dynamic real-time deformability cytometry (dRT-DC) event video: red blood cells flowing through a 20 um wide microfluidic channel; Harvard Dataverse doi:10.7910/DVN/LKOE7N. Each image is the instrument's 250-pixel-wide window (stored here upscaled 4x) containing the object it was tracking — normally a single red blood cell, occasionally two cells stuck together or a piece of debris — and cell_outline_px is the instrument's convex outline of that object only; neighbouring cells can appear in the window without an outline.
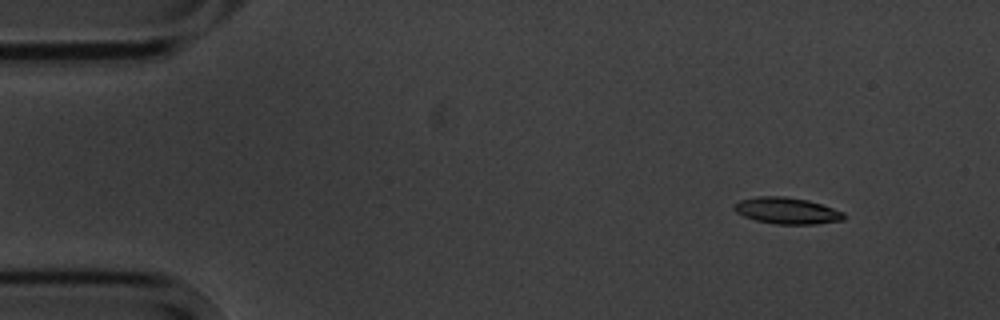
{"species": "common noctule bat (a hibernating species)", "species_latin": "Nyctalus noctula", "temperature_condition": "cold", "stored_images_in_passage": 7, "camera_frame_rate_fps": 3000, "um_per_image_px": 0.085, "animal": {"sex": "male", "body_mass_g": 20.1, "forearm_length_mm": 53.5}, "frame": {"image": 1, "passage_image": 1, "time_ms": 0.0, "image_size_px": [1000, 320], "cell_outline_px": [[844, 220], [816, 224], [776, 224], [756, 220], [744, 216], [736, 212], [732, 208], [740, 200], [756, 196], [784, 196], [808, 200], [844, 212]], "centroid_in_image_um": [66.88, 17.91], "position_along_channel_um": 18.1, "area_um2": 16.82}}
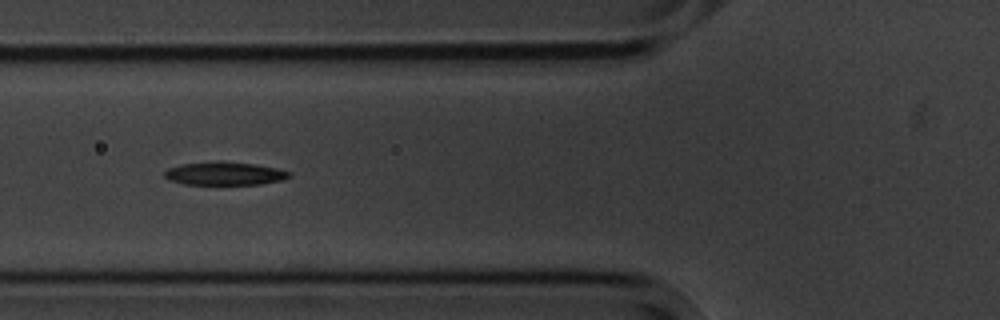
{"frame": {"image": 2, "passage_image": 5, "time_ms": 5.0, "image_size_px": [1000, 320], "cell_outline_px": [[288, 176], [280, 180], [260, 184], [184, 184], [168, 180], [164, 176], [164, 172], [168, 168], [180, 164], [256, 164], [276, 168], [288, 172]], "centroid_in_image_um": [19.03, 14.79], "position_along_channel_um": 106.8, "area_um2": 15.72}}
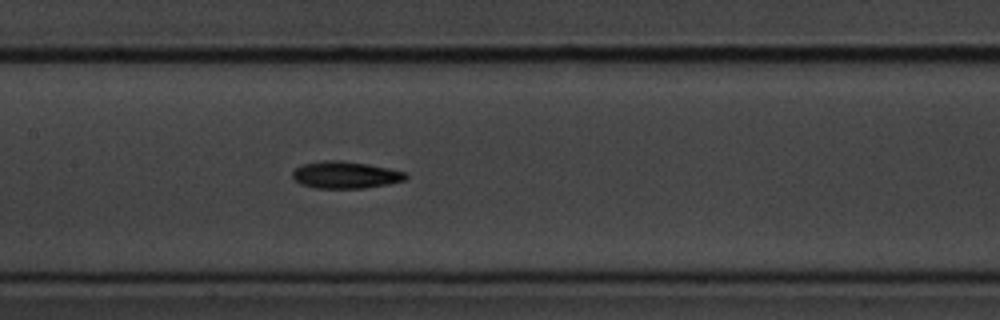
{"frame": {"image": 3, "passage_image": 7, "time_ms": 7.0, "image_size_px": [1000, 320], "cell_outline_px": [[408, 176], [404, 180], [388, 184], [364, 188], [316, 188], [300, 184], [292, 176], [292, 172], [296, 168], [304, 164], [324, 160], [340, 160], [368, 164], [408, 172]], "centroid_in_image_um": [29.38, 14.86], "position_along_channel_um": 178.0, "area_um2": 17.8}}